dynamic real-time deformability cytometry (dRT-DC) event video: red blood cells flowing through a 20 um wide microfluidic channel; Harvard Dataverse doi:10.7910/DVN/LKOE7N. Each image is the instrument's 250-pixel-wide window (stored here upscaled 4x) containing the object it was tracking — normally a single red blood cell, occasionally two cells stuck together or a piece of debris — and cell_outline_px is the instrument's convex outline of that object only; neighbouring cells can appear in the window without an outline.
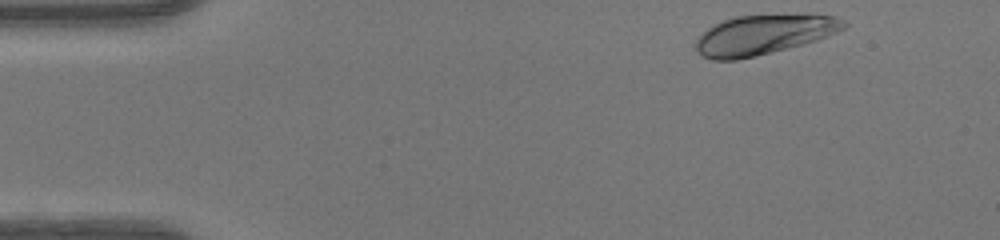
{"species": "human", "species_latin": "Homo sapiens", "temperature_condition": "warm", "stored_images_in_passage": 45, "camera_frame_rate_fps": 3000, "um_per_image_px": 0.085, "donor": {"sex": "female"}, "frame": {"image": 1, "passage_image": 1, "time_ms": 0.0, "image_size_px": [1000, 240], "cell_outline_px": [[848, 24], [844, 28], [828, 36], [804, 44], [756, 56], [736, 60], [712, 60], [696, 52], [696, 40], [712, 24], [736, 16], [812, 12], [816, 12], [836, 16], [844, 20]], "centroid_in_image_um": [64.98, 2.9], "position_along_channel_um": 20.0, "area_um2": 35.08}}
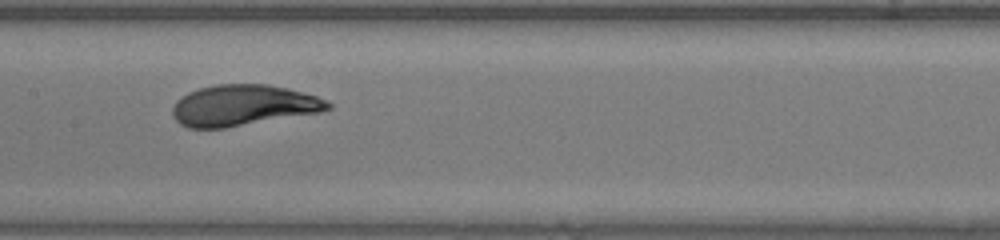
{"frame": {"image": 2, "passage_image": 20, "time_ms": 6.333, "image_size_px": [1000, 240], "cell_outline_px": [[332, 108], [320, 112], [224, 128], [188, 128], [180, 124], [172, 116], [172, 108], [176, 100], [188, 92], [200, 88], [216, 84], [268, 84], [288, 88], [316, 96], [332, 104]], "centroid_in_image_um": [20.64, 8.95], "position_along_channel_um": 186.8, "area_um2": 37.05}}
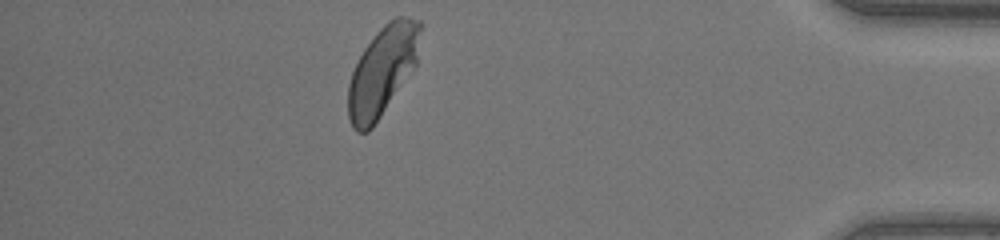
{"frame": {"image": 3, "passage_image": 39, "time_ms": 12.667, "image_size_px": [1000, 240], "cell_outline_px": [[424, 24], [416, 64], [372, 128], [368, 132], [356, 132], [352, 128], [348, 116], [348, 84], [352, 72], [364, 48], [376, 32], [388, 20], [396, 16], [404, 16], [420, 20]], "centroid_in_image_um": [32.52, 5.97], "position_along_channel_um": 402.7, "area_um2": 37.69}, "authors_computed_cell_mechanics": {"area_um2": 36.992, "velocity_mm_per_s": 4.1438, "shape_relaxation_time_tau1_ms": 2.5758, "shape_relaxation_time_tau2_ms": null, "deformation_change_tau1": 0.1481, "deformation_change_tau2": null}}